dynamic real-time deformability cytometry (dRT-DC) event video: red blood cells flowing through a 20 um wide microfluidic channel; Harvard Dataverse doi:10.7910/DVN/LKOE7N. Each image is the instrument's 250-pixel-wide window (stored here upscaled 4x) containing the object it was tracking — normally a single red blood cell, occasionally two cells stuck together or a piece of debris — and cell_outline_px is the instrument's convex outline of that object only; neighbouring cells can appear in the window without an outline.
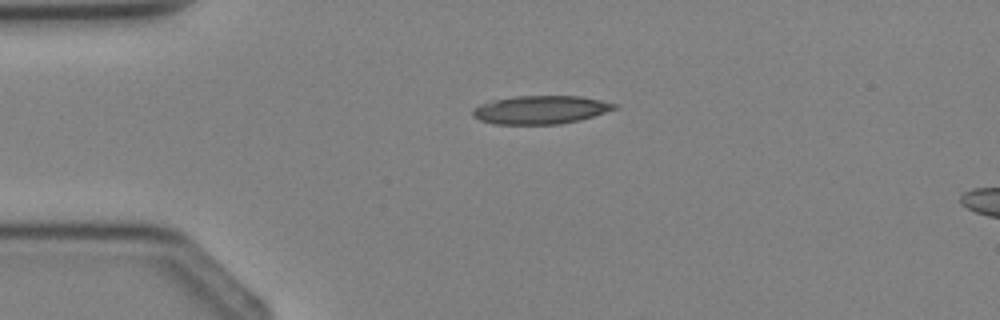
{"species": "Egyptian fruit bat (a non-hibernating species)", "species_latin": "Rousettus aegyptiacus", "temperature_condition": "cold", "stored_images_in_passage": 3, "camera_frame_rate_fps": 3000, "um_per_image_px": 0.085, "animal": {"sex": "female"}, "frame": {"image": 1, "passage_image": 3, "time_ms": 3.0, "image_size_px": [1000, 320], "cell_outline_px": [[620, 108], [580, 120], [560, 124], [492, 124], [480, 120], [472, 116], [472, 108], [480, 104], [492, 100], [516, 96], [580, 96], [620, 104]], "centroid_in_image_um": [45.97, 9.33], "position_along_channel_um": 39.0, "area_um2": 23.64}}